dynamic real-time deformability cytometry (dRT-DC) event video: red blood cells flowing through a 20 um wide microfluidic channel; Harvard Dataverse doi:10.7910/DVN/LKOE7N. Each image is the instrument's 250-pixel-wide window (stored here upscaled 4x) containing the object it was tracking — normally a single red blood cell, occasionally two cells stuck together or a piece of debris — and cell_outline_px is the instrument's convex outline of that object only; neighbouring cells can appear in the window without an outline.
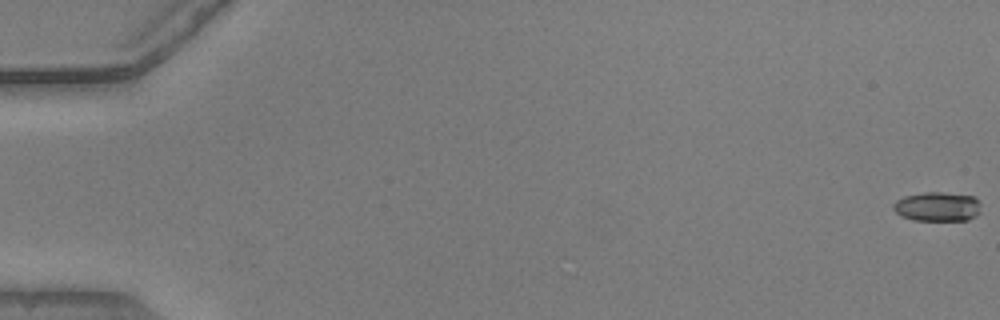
{"species": "common noctule bat (a hibernating species)", "species_latin": "Nyctalus noctula", "temperature_condition": "warm", "stored_images_in_passage": 5, "camera_frame_rate_fps": 3000, "um_per_image_px": 0.085, "animal": {"sex": "male", "body_mass_g": 20.5, "forearm_length_mm": 52.5}, "frame": {"image": 1, "passage_image": 1, "time_ms": 0.0, "image_size_px": [1000, 320], "cell_outline_px": [[980, 212], [976, 216], [968, 220], [912, 220], [900, 216], [892, 208], [892, 204], [896, 200], [904, 196], [924, 192], [944, 192], [976, 196], [980, 204]], "centroid_in_image_um": [79.68, 17.56], "position_along_channel_um": 5.3, "area_um2": 15.26}}